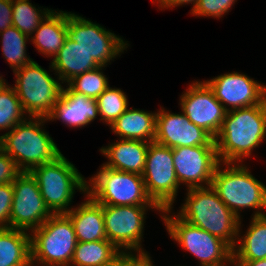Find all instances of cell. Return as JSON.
<instances>
[{"mask_svg":"<svg viewBox=\"0 0 266 266\" xmlns=\"http://www.w3.org/2000/svg\"><path fill=\"white\" fill-rule=\"evenodd\" d=\"M265 137L266 99L261 104L229 110L214 138L218 159L222 163H242Z\"/></svg>","mask_w":266,"mask_h":266,"instance_id":"6da1fadb","label":"cell"},{"mask_svg":"<svg viewBox=\"0 0 266 266\" xmlns=\"http://www.w3.org/2000/svg\"><path fill=\"white\" fill-rule=\"evenodd\" d=\"M177 216L225 241L232 249L240 236L241 218L219 198L212 186L188 188Z\"/></svg>","mask_w":266,"mask_h":266,"instance_id":"7a4b0ae2","label":"cell"},{"mask_svg":"<svg viewBox=\"0 0 266 266\" xmlns=\"http://www.w3.org/2000/svg\"><path fill=\"white\" fill-rule=\"evenodd\" d=\"M46 121L47 118L28 117L0 136V148L22 172H30L62 154L52 137L41 128Z\"/></svg>","mask_w":266,"mask_h":266,"instance_id":"3957f363","label":"cell"},{"mask_svg":"<svg viewBox=\"0 0 266 266\" xmlns=\"http://www.w3.org/2000/svg\"><path fill=\"white\" fill-rule=\"evenodd\" d=\"M221 163L214 171L211 186L222 202L239 218L244 208L256 209L253 217L266 215L261 212L266 209V186L244 164L226 162L222 170Z\"/></svg>","mask_w":266,"mask_h":266,"instance_id":"277c9868","label":"cell"},{"mask_svg":"<svg viewBox=\"0 0 266 266\" xmlns=\"http://www.w3.org/2000/svg\"><path fill=\"white\" fill-rule=\"evenodd\" d=\"M31 233L33 263L37 262V265L42 266H70L78 241L73 223L66 213L52 214Z\"/></svg>","mask_w":266,"mask_h":266,"instance_id":"5b68a950","label":"cell"},{"mask_svg":"<svg viewBox=\"0 0 266 266\" xmlns=\"http://www.w3.org/2000/svg\"><path fill=\"white\" fill-rule=\"evenodd\" d=\"M37 180L46 207L52 214L69 212L75 190L87 193V182L63 154L30 171ZM70 208V209H69Z\"/></svg>","mask_w":266,"mask_h":266,"instance_id":"8992f818","label":"cell"},{"mask_svg":"<svg viewBox=\"0 0 266 266\" xmlns=\"http://www.w3.org/2000/svg\"><path fill=\"white\" fill-rule=\"evenodd\" d=\"M87 183V193L101 205L157 206L149 197L142 175L102 165Z\"/></svg>","mask_w":266,"mask_h":266,"instance_id":"52a82bcc","label":"cell"},{"mask_svg":"<svg viewBox=\"0 0 266 266\" xmlns=\"http://www.w3.org/2000/svg\"><path fill=\"white\" fill-rule=\"evenodd\" d=\"M13 73L14 89L24 112L28 117L47 118L59 100L62 84L35 61Z\"/></svg>","mask_w":266,"mask_h":266,"instance_id":"ba28073f","label":"cell"},{"mask_svg":"<svg viewBox=\"0 0 266 266\" xmlns=\"http://www.w3.org/2000/svg\"><path fill=\"white\" fill-rule=\"evenodd\" d=\"M172 209L162 210V219L170 237L200 261V266H224L233 260V249L223 240L193 226L177 215H169ZM169 215V216H168Z\"/></svg>","mask_w":266,"mask_h":266,"instance_id":"9c48e42d","label":"cell"},{"mask_svg":"<svg viewBox=\"0 0 266 266\" xmlns=\"http://www.w3.org/2000/svg\"><path fill=\"white\" fill-rule=\"evenodd\" d=\"M146 191L161 209H172L179 182L175 173L172 148L150 142L142 174Z\"/></svg>","mask_w":266,"mask_h":266,"instance_id":"30bf717a","label":"cell"},{"mask_svg":"<svg viewBox=\"0 0 266 266\" xmlns=\"http://www.w3.org/2000/svg\"><path fill=\"white\" fill-rule=\"evenodd\" d=\"M149 208L162 211L158 206L102 205L107 240L112 242L121 253H126L128 250L131 253L132 250L141 255H148L141 247V240L145 212Z\"/></svg>","mask_w":266,"mask_h":266,"instance_id":"8fae6325","label":"cell"},{"mask_svg":"<svg viewBox=\"0 0 266 266\" xmlns=\"http://www.w3.org/2000/svg\"><path fill=\"white\" fill-rule=\"evenodd\" d=\"M67 30L68 37L83 48L100 66H106L128 46L122 37L71 12L68 13Z\"/></svg>","mask_w":266,"mask_h":266,"instance_id":"7c38bea8","label":"cell"},{"mask_svg":"<svg viewBox=\"0 0 266 266\" xmlns=\"http://www.w3.org/2000/svg\"><path fill=\"white\" fill-rule=\"evenodd\" d=\"M13 201L10 228L31 231L39 228L52 213L46 207L37 180L22 172L12 183Z\"/></svg>","mask_w":266,"mask_h":266,"instance_id":"4fadbf2b","label":"cell"},{"mask_svg":"<svg viewBox=\"0 0 266 266\" xmlns=\"http://www.w3.org/2000/svg\"><path fill=\"white\" fill-rule=\"evenodd\" d=\"M180 106L186 117L203 128L213 138L219 133L227 110L203 81L193 82L180 96Z\"/></svg>","mask_w":266,"mask_h":266,"instance_id":"5bb4252c","label":"cell"},{"mask_svg":"<svg viewBox=\"0 0 266 266\" xmlns=\"http://www.w3.org/2000/svg\"><path fill=\"white\" fill-rule=\"evenodd\" d=\"M172 156L179 185L184 183L188 188L211 186L220 162L216 146L177 147L172 149Z\"/></svg>","mask_w":266,"mask_h":266,"instance_id":"9a60e30c","label":"cell"},{"mask_svg":"<svg viewBox=\"0 0 266 266\" xmlns=\"http://www.w3.org/2000/svg\"><path fill=\"white\" fill-rule=\"evenodd\" d=\"M154 141L169 148L191 146H216L214 138L195 125L182 112L170 113L164 108L156 112Z\"/></svg>","mask_w":266,"mask_h":266,"instance_id":"2e32d148","label":"cell"},{"mask_svg":"<svg viewBox=\"0 0 266 266\" xmlns=\"http://www.w3.org/2000/svg\"><path fill=\"white\" fill-rule=\"evenodd\" d=\"M204 82L227 111L261 104L266 99V85L243 73H225Z\"/></svg>","mask_w":266,"mask_h":266,"instance_id":"e0dca14e","label":"cell"},{"mask_svg":"<svg viewBox=\"0 0 266 266\" xmlns=\"http://www.w3.org/2000/svg\"><path fill=\"white\" fill-rule=\"evenodd\" d=\"M99 116L96 99L73 92L68 86L62 89L59 100L47 120H62L69 127H84Z\"/></svg>","mask_w":266,"mask_h":266,"instance_id":"ac0fdd59","label":"cell"},{"mask_svg":"<svg viewBox=\"0 0 266 266\" xmlns=\"http://www.w3.org/2000/svg\"><path fill=\"white\" fill-rule=\"evenodd\" d=\"M150 142L120 139L100 149L109 162L103 165L114 170L143 174Z\"/></svg>","mask_w":266,"mask_h":266,"instance_id":"d6986e66","label":"cell"},{"mask_svg":"<svg viewBox=\"0 0 266 266\" xmlns=\"http://www.w3.org/2000/svg\"><path fill=\"white\" fill-rule=\"evenodd\" d=\"M87 199L66 214L70 217L78 242L107 240L102 205L88 193Z\"/></svg>","mask_w":266,"mask_h":266,"instance_id":"ffe728a7","label":"cell"},{"mask_svg":"<svg viewBox=\"0 0 266 266\" xmlns=\"http://www.w3.org/2000/svg\"><path fill=\"white\" fill-rule=\"evenodd\" d=\"M100 65L90 58L89 54L69 37L51 61L50 68L55 70L58 79L66 83L76 75L93 70Z\"/></svg>","mask_w":266,"mask_h":266,"instance_id":"44dd1931","label":"cell"},{"mask_svg":"<svg viewBox=\"0 0 266 266\" xmlns=\"http://www.w3.org/2000/svg\"><path fill=\"white\" fill-rule=\"evenodd\" d=\"M52 10L34 31L31 40L38 52L55 57L68 37V12Z\"/></svg>","mask_w":266,"mask_h":266,"instance_id":"7402d4cb","label":"cell"},{"mask_svg":"<svg viewBox=\"0 0 266 266\" xmlns=\"http://www.w3.org/2000/svg\"><path fill=\"white\" fill-rule=\"evenodd\" d=\"M156 114L144 110L127 108L110 126L120 139L153 142L155 138Z\"/></svg>","mask_w":266,"mask_h":266,"instance_id":"603a6c76","label":"cell"},{"mask_svg":"<svg viewBox=\"0 0 266 266\" xmlns=\"http://www.w3.org/2000/svg\"><path fill=\"white\" fill-rule=\"evenodd\" d=\"M31 261L30 234L0 228V266H26Z\"/></svg>","mask_w":266,"mask_h":266,"instance_id":"cb8c5ba5","label":"cell"},{"mask_svg":"<svg viewBox=\"0 0 266 266\" xmlns=\"http://www.w3.org/2000/svg\"><path fill=\"white\" fill-rule=\"evenodd\" d=\"M233 249V260L266 258V215L253 217L249 228ZM239 245V246H238Z\"/></svg>","mask_w":266,"mask_h":266,"instance_id":"d4e9b609","label":"cell"},{"mask_svg":"<svg viewBox=\"0 0 266 266\" xmlns=\"http://www.w3.org/2000/svg\"><path fill=\"white\" fill-rule=\"evenodd\" d=\"M121 254L108 240L77 242L70 266H104Z\"/></svg>","mask_w":266,"mask_h":266,"instance_id":"484cf974","label":"cell"},{"mask_svg":"<svg viewBox=\"0 0 266 266\" xmlns=\"http://www.w3.org/2000/svg\"><path fill=\"white\" fill-rule=\"evenodd\" d=\"M0 36L3 56L13 71L33 62L26 52V41L30 39L28 35L12 26L1 31Z\"/></svg>","mask_w":266,"mask_h":266,"instance_id":"4316f807","label":"cell"},{"mask_svg":"<svg viewBox=\"0 0 266 266\" xmlns=\"http://www.w3.org/2000/svg\"><path fill=\"white\" fill-rule=\"evenodd\" d=\"M12 22L22 33L31 36L52 9L36 8L29 0H13ZM40 9V10H39Z\"/></svg>","mask_w":266,"mask_h":266,"instance_id":"83f0119b","label":"cell"},{"mask_svg":"<svg viewBox=\"0 0 266 266\" xmlns=\"http://www.w3.org/2000/svg\"><path fill=\"white\" fill-rule=\"evenodd\" d=\"M24 115L14 87L6 82L0 89V130H11L26 119Z\"/></svg>","mask_w":266,"mask_h":266,"instance_id":"f1b7e54d","label":"cell"},{"mask_svg":"<svg viewBox=\"0 0 266 266\" xmlns=\"http://www.w3.org/2000/svg\"><path fill=\"white\" fill-rule=\"evenodd\" d=\"M105 66L76 75L67 83L68 87L78 94L97 99L108 87V79L101 72Z\"/></svg>","mask_w":266,"mask_h":266,"instance_id":"f546056e","label":"cell"},{"mask_svg":"<svg viewBox=\"0 0 266 266\" xmlns=\"http://www.w3.org/2000/svg\"><path fill=\"white\" fill-rule=\"evenodd\" d=\"M101 121L109 126L119 118L128 108L126 94L118 88L110 86L96 99Z\"/></svg>","mask_w":266,"mask_h":266,"instance_id":"4dcf8cb0","label":"cell"},{"mask_svg":"<svg viewBox=\"0 0 266 266\" xmlns=\"http://www.w3.org/2000/svg\"><path fill=\"white\" fill-rule=\"evenodd\" d=\"M235 2L236 0H197L191 9V14L194 16L220 18L229 12Z\"/></svg>","mask_w":266,"mask_h":266,"instance_id":"1f68e13d","label":"cell"},{"mask_svg":"<svg viewBox=\"0 0 266 266\" xmlns=\"http://www.w3.org/2000/svg\"><path fill=\"white\" fill-rule=\"evenodd\" d=\"M12 201V183L0 184V228H10Z\"/></svg>","mask_w":266,"mask_h":266,"instance_id":"d6a6232c","label":"cell"},{"mask_svg":"<svg viewBox=\"0 0 266 266\" xmlns=\"http://www.w3.org/2000/svg\"><path fill=\"white\" fill-rule=\"evenodd\" d=\"M21 173L15 161L0 148V184L13 183Z\"/></svg>","mask_w":266,"mask_h":266,"instance_id":"836d02e7","label":"cell"},{"mask_svg":"<svg viewBox=\"0 0 266 266\" xmlns=\"http://www.w3.org/2000/svg\"><path fill=\"white\" fill-rule=\"evenodd\" d=\"M13 0H0V32L12 27Z\"/></svg>","mask_w":266,"mask_h":266,"instance_id":"e575fe53","label":"cell"},{"mask_svg":"<svg viewBox=\"0 0 266 266\" xmlns=\"http://www.w3.org/2000/svg\"><path fill=\"white\" fill-rule=\"evenodd\" d=\"M143 255L133 254L129 251L126 253H121L117 258H115L110 264L104 266H133Z\"/></svg>","mask_w":266,"mask_h":266,"instance_id":"d590c367","label":"cell"},{"mask_svg":"<svg viewBox=\"0 0 266 266\" xmlns=\"http://www.w3.org/2000/svg\"><path fill=\"white\" fill-rule=\"evenodd\" d=\"M157 1V4H159L158 6L161 9L164 8H173V7H177L179 5H183V4H193V6L195 5V3L197 2V0H155Z\"/></svg>","mask_w":266,"mask_h":266,"instance_id":"8d00e7d4","label":"cell"},{"mask_svg":"<svg viewBox=\"0 0 266 266\" xmlns=\"http://www.w3.org/2000/svg\"><path fill=\"white\" fill-rule=\"evenodd\" d=\"M240 266H266V258L261 260H235Z\"/></svg>","mask_w":266,"mask_h":266,"instance_id":"74e56055","label":"cell"},{"mask_svg":"<svg viewBox=\"0 0 266 266\" xmlns=\"http://www.w3.org/2000/svg\"><path fill=\"white\" fill-rule=\"evenodd\" d=\"M133 266H154L151 257L148 255H143Z\"/></svg>","mask_w":266,"mask_h":266,"instance_id":"f35d334b","label":"cell"},{"mask_svg":"<svg viewBox=\"0 0 266 266\" xmlns=\"http://www.w3.org/2000/svg\"><path fill=\"white\" fill-rule=\"evenodd\" d=\"M4 84H5V79H3L2 76H0V89L3 87Z\"/></svg>","mask_w":266,"mask_h":266,"instance_id":"ab89813d","label":"cell"},{"mask_svg":"<svg viewBox=\"0 0 266 266\" xmlns=\"http://www.w3.org/2000/svg\"><path fill=\"white\" fill-rule=\"evenodd\" d=\"M229 264H233V266H240L235 260H232L231 262H229ZM224 266H228V265H224Z\"/></svg>","mask_w":266,"mask_h":266,"instance_id":"60d3db41","label":"cell"},{"mask_svg":"<svg viewBox=\"0 0 266 266\" xmlns=\"http://www.w3.org/2000/svg\"><path fill=\"white\" fill-rule=\"evenodd\" d=\"M26 266H37L36 263L34 264L32 261H30ZM42 266V265H40Z\"/></svg>","mask_w":266,"mask_h":266,"instance_id":"b9f144b4","label":"cell"}]
</instances>
